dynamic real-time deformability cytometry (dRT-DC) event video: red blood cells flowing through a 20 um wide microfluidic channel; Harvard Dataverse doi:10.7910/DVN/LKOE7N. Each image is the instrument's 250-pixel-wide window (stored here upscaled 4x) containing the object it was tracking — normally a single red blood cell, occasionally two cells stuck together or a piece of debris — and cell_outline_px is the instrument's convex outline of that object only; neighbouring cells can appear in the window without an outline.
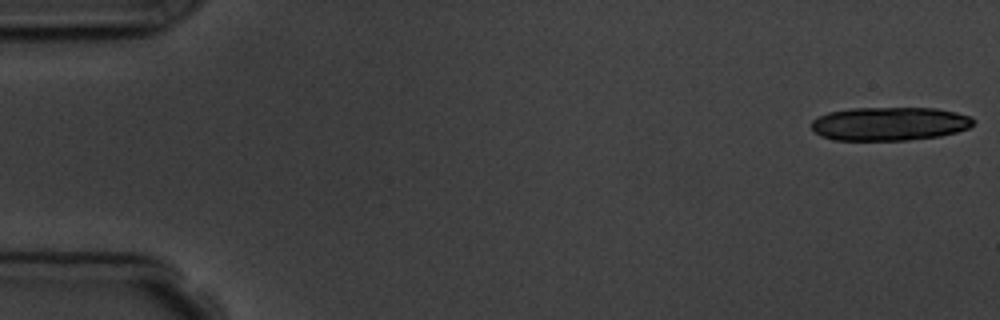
{"species": "common noctule bat (a hibernating species)", "species_latin": "Nyctalus noctula", "temperature_condition": "room temperature", "stored_images_in_passage": 11, "camera_frame_rate_fps": 3000, "um_per_image_px": 0.085, "animal": {"sex": "male", "body_mass_g": 19.5, "forearm_length_mm": 54.6}, "frame": {"image": 1, "passage_image": 1, "time_ms": 0.0, "image_size_px": [1000, 320], "cell_outline_px": [[976, 120], [968, 128], [956, 132], [940, 136], [908, 140], [836, 140], [820, 136], [812, 128], [812, 120], [828, 112], [852, 108], [936, 108], [956, 112], [972, 116]], "centroid_in_image_um": [75.64, 10.52], "position_along_channel_um": 9.4, "area_um2": 31.73}}
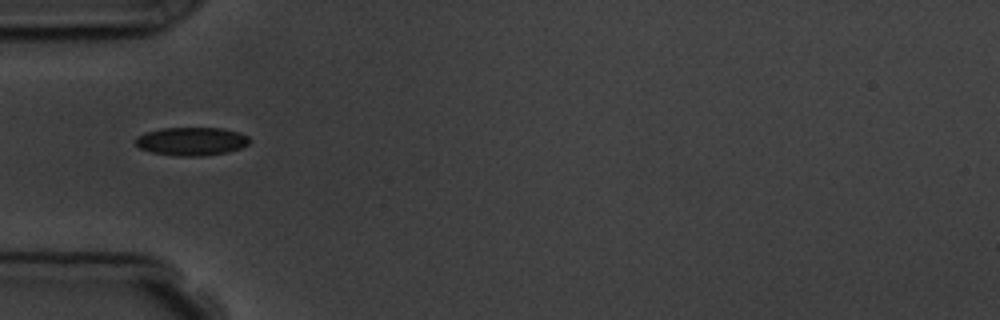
{"frame": {"image": 2, "passage_image": 5, "time_ms": 5.667, "image_size_px": [1000, 320], "cell_outline_px": [[252, 140], [248, 144], [240, 148], [228, 152], [204, 156], [176, 156], [152, 152], [140, 148], [136, 144], [136, 136], [144, 132], [160, 128], [224, 128], [240, 132], [248, 136]], "centroid_in_image_um": [16.3, 12.0], "position_along_channel_um": 68.7, "area_um2": 19.02}}
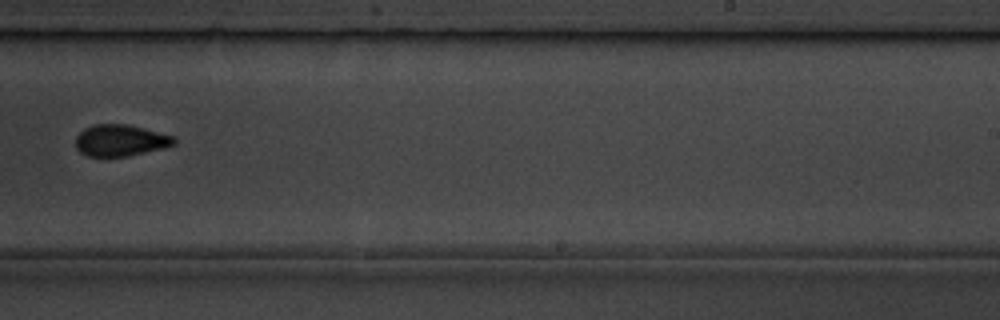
{"frame": {"image": 3, "passage_image": 10, "time_ms": 11.333, "image_size_px": [1000, 320], "cell_outline_px": [[176, 144], [164, 148], [128, 156], [88, 156], [80, 152], [76, 148], [76, 136], [84, 128], [92, 124], [128, 124], [144, 128], [172, 136], [176, 140]], "centroid_in_image_um": [10.22, 11.93], "position_along_channel_um": 278.8, "area_um2": 18.09}}